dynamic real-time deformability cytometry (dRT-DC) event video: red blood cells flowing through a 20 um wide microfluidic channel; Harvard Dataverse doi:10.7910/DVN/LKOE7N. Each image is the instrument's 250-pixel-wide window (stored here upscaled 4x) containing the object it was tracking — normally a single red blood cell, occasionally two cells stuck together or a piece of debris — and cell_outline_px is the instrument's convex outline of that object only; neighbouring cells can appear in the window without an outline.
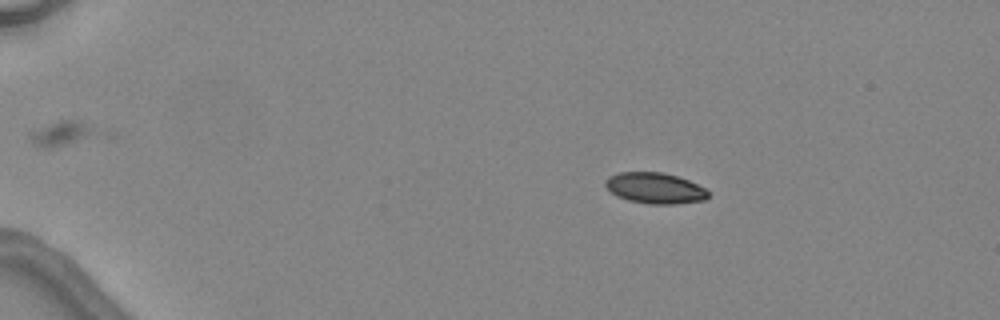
{"species": "common noctule bat (a hibernating species)", "species_latin": "Nyctalus noctula", "temperature_condition": "warm", "stored_images_in_passage": 5, "segment_of_instrument_passage": [1, 2], "camera_frame_rate_fps": 3000, "um_per_image_px": 0.085, "animal": {"sex": "female", "body_mass_g": 24.6, "forearm_length_mm": 56.2}, "frame": {"image": 1, "passage_image": 2, "time_ms": 1.333, "image_size_px": [1000, 320], "cell_outline_px": [[708, 196], [704, 200], [676, 204], [648, 204], [628, 200], [616, 196], [604, 184], [604, 180], [608, 176], [620, 172], [660, 172], [676, 176], [688, 180], [704, 188], [708, 192]], "centroid_in_image_um": [55.64, 15.99], "position_along_channel_um": 29.4, "area_um2": 18.44}}